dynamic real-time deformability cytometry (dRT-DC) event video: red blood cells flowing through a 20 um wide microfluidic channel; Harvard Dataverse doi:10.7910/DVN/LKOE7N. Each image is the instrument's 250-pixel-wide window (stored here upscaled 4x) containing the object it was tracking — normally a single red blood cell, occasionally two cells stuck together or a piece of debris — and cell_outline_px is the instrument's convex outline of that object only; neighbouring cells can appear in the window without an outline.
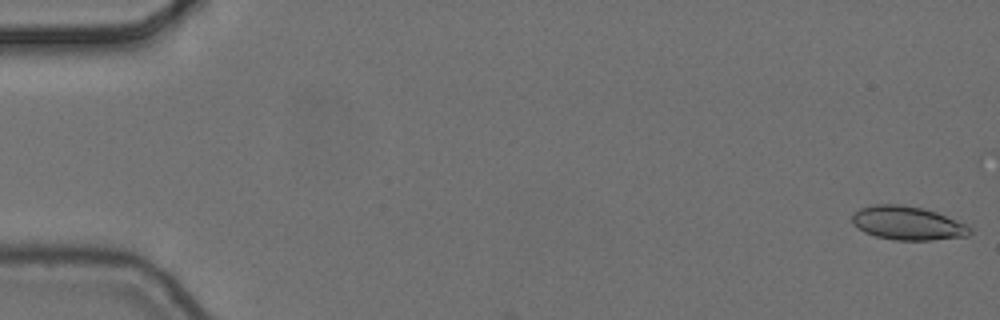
{"species": "common noctule bat (a hibernating species)", "species_latin": "Nyctalus noctula", "temperature_condition": "cold", "stored_images_in_passage": 6, "segment_of_instrument_passage": [2, 2], "camera_frame_rate_fps": 3000, "um_per_image_px": 0.085, "animal": {"sex": "female", "body_mass_g": 24.6, "forearm_length_mm": 56.2}, "frame": {"image": 1, "passage_image": 6, "time_ms": 1.667, "image_size_px": [1000, 320], "cell_outline_px": [[972, 232], [968, 236], [932, 240], [896, 240], [876, 236], [864, 232], [852, 224], [852, 212], [860, 208], [872, 204], [904, 204], [924, 208], [936, 212], [968, 224], [972, 228]], "centroid_in_image_um": [77.15, 18.95], "position_along_channel_um": 7.9, "area_um2": 23.47}}